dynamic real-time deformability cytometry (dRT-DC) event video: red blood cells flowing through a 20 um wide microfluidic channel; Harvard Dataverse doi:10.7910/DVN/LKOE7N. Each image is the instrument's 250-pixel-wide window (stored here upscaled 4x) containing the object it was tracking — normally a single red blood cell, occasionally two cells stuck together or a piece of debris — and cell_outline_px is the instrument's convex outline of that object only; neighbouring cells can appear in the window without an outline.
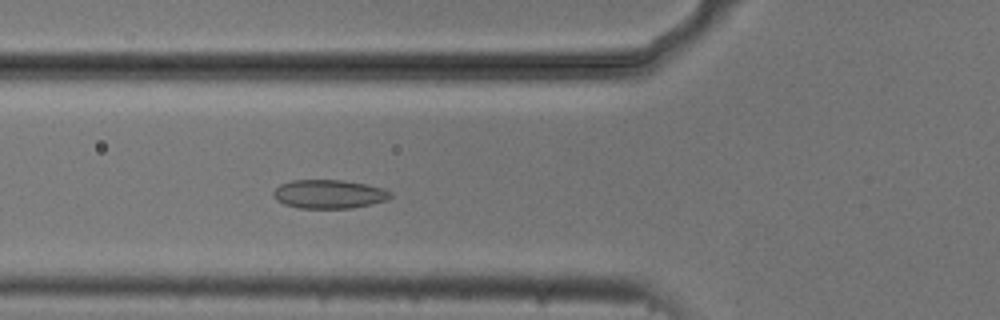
{"species": "common noctule bat (a hibernating species)", "species_latin": "Nyctalus noctula", "temperature_condition": "cold", "stored_images_in_passage": 47, "camera_frame_rate_fps": 3000, "um_per_image_px": 0.085, "animal": {"sex": "male", "body_mass_g": 20.5, "forearm_length_mm": 52.5}, "frame": {"image": 1, "passage_image": 13, "time_ms": 4.0, "image_size_px": [1000, 320], "cell_outline_px": [[392, 196], [388, 200], [372, 204], [352, 208], [300, 208], [284, 204], [276, 200], [272, 196], [272, 192], [280, 184], [292, 180], [344, 180], [384, 188], [392, 192]], "centroid_in_image_um": [27.97, 16.5], "position_along_channel_um": 97.8, "area_um2": 19.77}}
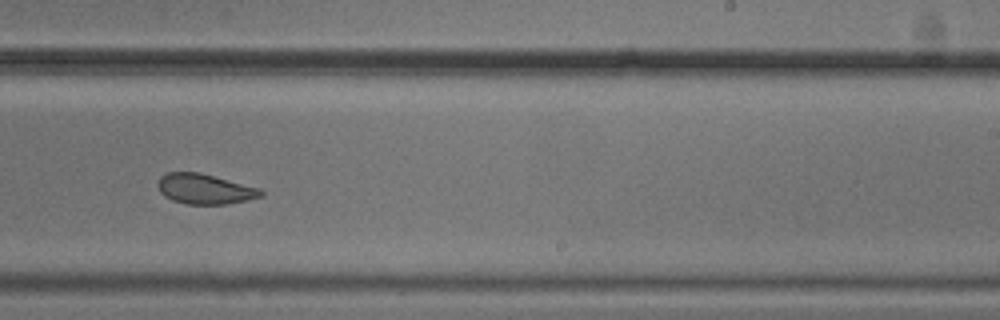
{"frame": {"image": 2, "passage_image": 27, "time_ms": 8.667, "image_size_px": [1000, 320], "cell_outline_px": [[264, 196], [248, 200], [228, 204], [184, 204], [172, 200], [164, 196], [160, 192], [160, 176], [168, 172], [200, 172], [260, 188], [264, 192]], "centroid_in_image_um": [17.45, 16.07], "position_along_channel_um": 271.5, "area_um2": 18.15}}
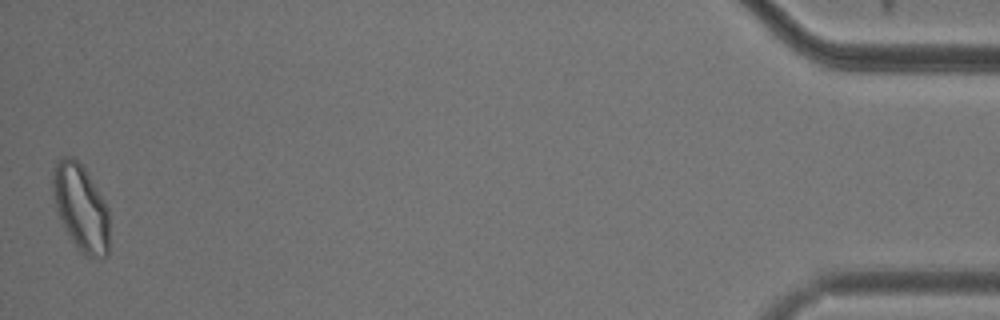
{"frame": {"image": 3, "passage_image": 47, "time_ms": 15.333, "image_size_px": [1000, 320], "cell_outline_px": [[108, 256], [100, 260], [84, 256], [72, 244], [56, 208], [52, 188], [52, 180], [56, 164], [64, 156], [72, 156], [84, 164], [108, 208]], "centroid_in_image_um": [6.89, 17.68], "position_along_channel_um": 428.3, "area_um2": 28.9}, "authors_computed_cell_mechanics": {"area_um2": 20.0566, "velocity_mm_per_s": 3.7164, "shape_relaxation_time_tau1_ms": null, "shape_relaxation_time_tau2_ms": 3.7722, "deformation_change_tau1": null, "deformation_change_tau2": 0.0764}}